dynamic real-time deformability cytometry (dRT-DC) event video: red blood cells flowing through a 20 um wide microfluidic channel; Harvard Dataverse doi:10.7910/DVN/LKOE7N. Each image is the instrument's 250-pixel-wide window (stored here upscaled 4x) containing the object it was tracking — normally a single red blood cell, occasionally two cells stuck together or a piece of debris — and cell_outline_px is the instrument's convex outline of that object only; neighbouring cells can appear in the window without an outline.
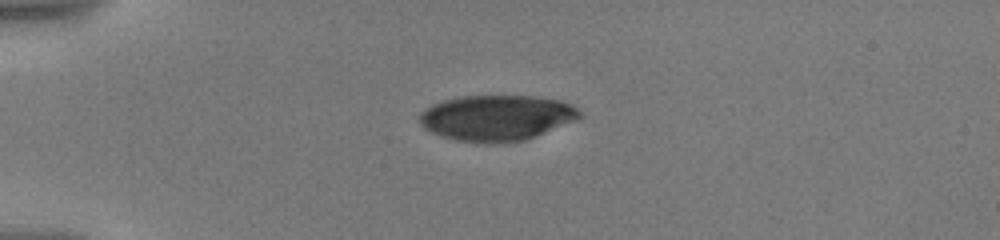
{"species": "human", "species_latin": "Homo sapiens", "temperature_condition": "warm", "stored_images_in_passage": 8, "camera_frame_rate_fps": 3000, "um_per_image_px": 0.085, "donor": {"sex": "male"}, "frame": {"image": 1, "passage_image": 1, "time_ms": 0.0, "image_size_px": [1000, 240], "cell_outline_px": [[584, 116], [580, 120], [536, 136], [524, 140], [504, 144], [476, 144], [456, 140], [440, 136], [424, 128], [420, 124], [420, 112], [424, 108], [432, 104], [444, 100], [460, 96], [532, 96], [560, 100], [572, 104]], "centroid_in_image_um": [42.24, 10.04], "position_along_channel_um": 42.8, "area_um2": 43.47}}
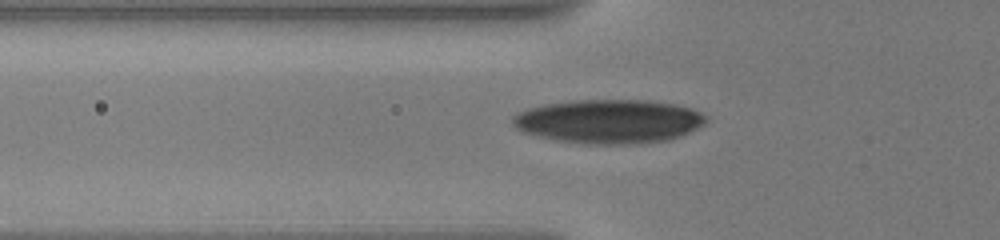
{"frame": {"image": 2, "passage_image": 6, "time_ms": 2.0, "image_size_px": [1000, 240], "cell_outline_px": [[708, 120], [704, 124], [688, 132], [664, 140], [620, 144], [584, 144], [560, 140], [540, 136], [524, 132], [516, 128], [512, 124], [512, 116], [516, 112], [528, 108], [544, 104], [576, 100], [648, 100], [676, 104], [692, 108], [708, 116]], "centroid_in_image_um": [51.73, 10.29], "position_along_channel_um": 74.1, "area_um2": 49.19}}